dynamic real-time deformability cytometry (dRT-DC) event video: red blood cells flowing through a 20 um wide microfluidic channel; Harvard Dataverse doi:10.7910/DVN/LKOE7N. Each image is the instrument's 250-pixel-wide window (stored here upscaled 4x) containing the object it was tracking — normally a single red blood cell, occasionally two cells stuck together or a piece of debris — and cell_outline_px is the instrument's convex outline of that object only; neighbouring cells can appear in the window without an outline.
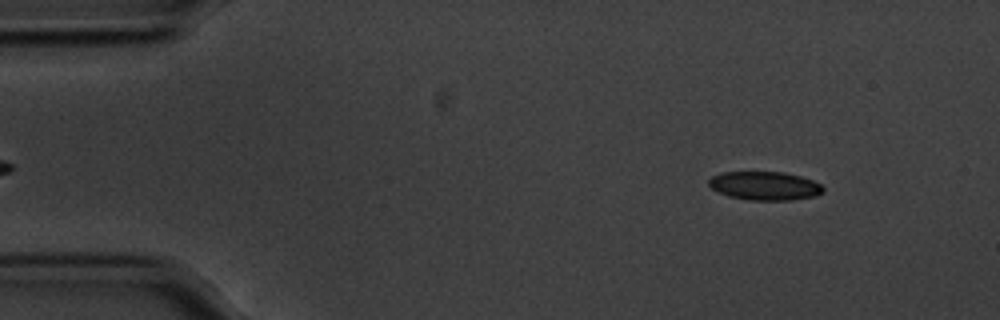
{"species": "common noctule bat (a hibernating species)", "species_latin": "Nyctalus noctula", "temperature_condition": "cold", "stored_images_in_passage": 55, "camera_frame_rate_fps": 3000, "um_per_image_px": 0.085, "animal": {"sex": "male", "body_mass_g": 20.1, "forearm_length_mm": 53.5}, "frame": {"image": 1, "passage_image": 5, "time_ms": 1.333, "image_size_px": [1000, 320], "cell_outline_px": [[820, 192], [804, 196], [740, 196], [724, 192], [716, 188], [712, 184], [712, 180], [720, 176], [736, 172], [772, 172], [792, 176], [808, 180], [816, 184], [820, 188]], "centroid_in_image_um": [64.98, 15.7], "position_along_channel_um": 20.0, "area_um2": 15.09}}
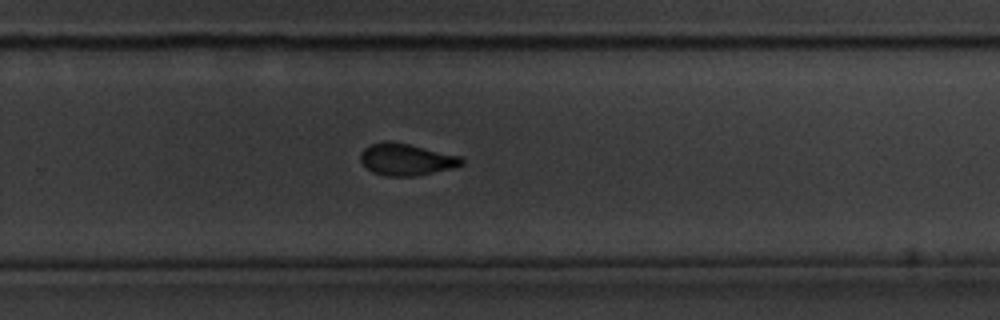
{"frame": {"image": 2, "passage_image": 35, "time_ms": 11.333, "image_size_px": [1000, 320], "cell_outline_px": [[460, 164], [420, 172], [384, 172], [372, 168], [364, 160], [364, 152], [368, 148], [376, 144], [400, 144], [416, 148], [460, 160]], "centroid_in_image_um": [34.43, 13.51], "position_along_channel_um": 295.4, "area_um2": 13.93}}
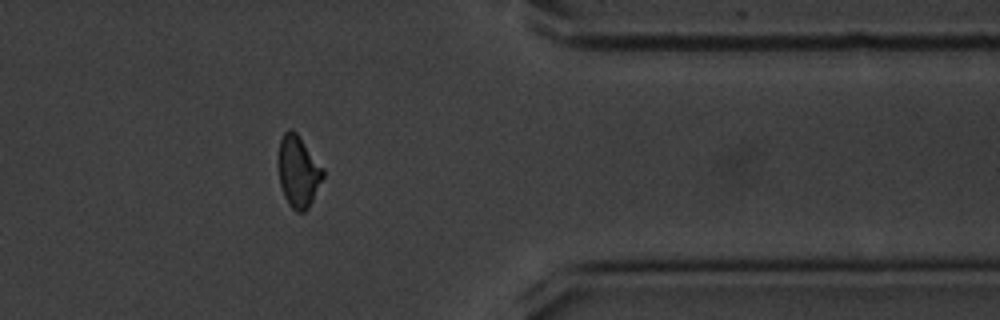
{"frame": {"image": 3, "passage_image": 44, "time_ms": 14.333, "image_size_px": [1000, 320], "cell_outline_px": [[324, 172], [308, 204], [304, 208], [296, 208], [288, 200], [280, 176], [280, 144], [284, 136], [288, 132], [292, 132], [296, 136]], "centroid_in_image_um": [25.34, 14.56], "position_along_channel_um": 386.1, "area_um2": 15.61}, "authors_computed_cell_mechanics": {"area_um2": 15.028, "velocity_mm_per_s": 3.5446, "shape_relaxation_time_tau1_ms": 4.8418, "shape_relaxation_time_tau2_ms": 1.3612, "deformation_change_tau1": 0.1196, "deformation_change_tau2": 0.0448}}